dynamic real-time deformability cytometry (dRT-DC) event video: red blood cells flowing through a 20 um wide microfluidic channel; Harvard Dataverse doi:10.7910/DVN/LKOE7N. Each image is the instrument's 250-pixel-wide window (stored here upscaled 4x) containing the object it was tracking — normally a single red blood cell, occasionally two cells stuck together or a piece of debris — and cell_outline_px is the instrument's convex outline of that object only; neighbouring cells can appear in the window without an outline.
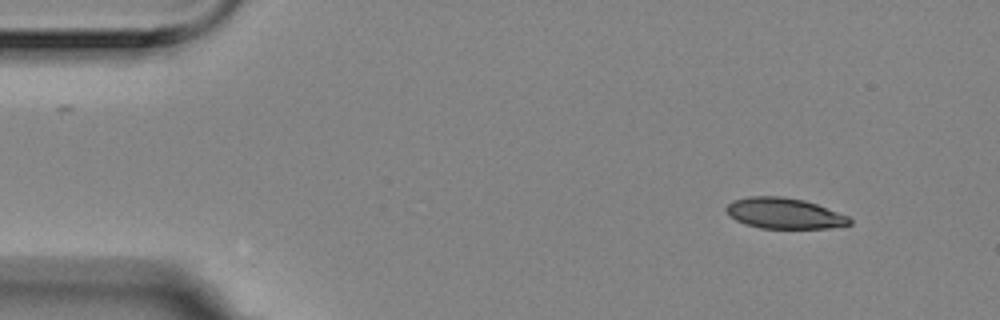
{"species": "Egyptian fruit bat (a non-hibernating species)", "species_latin": "Rousettus aegyptiacus", "temperature_condition": "room temperature", "stored_images_in_passage": 4, "camera_frame_rate_fps": 3000, "um_per_image_px": 0.085, "animal": {"sex": "female"}, "frame": {"image": 1, "passage_image": 1, "time_ms": 0.0, "image_size_px": [1000, 320], "cell_outline_px": [[852, 224], [828, 228], [760, 228], [744, 224], [728, 216], [724, 208], [732, 200], [748, 196], [780, 196], [804, 200], [816, 204], [848, 216], [852, 220]], "centroid_in_image_um": [66.61, 18.13], "position_along_channel_um": 18.4, "area_um2": 22.2}}
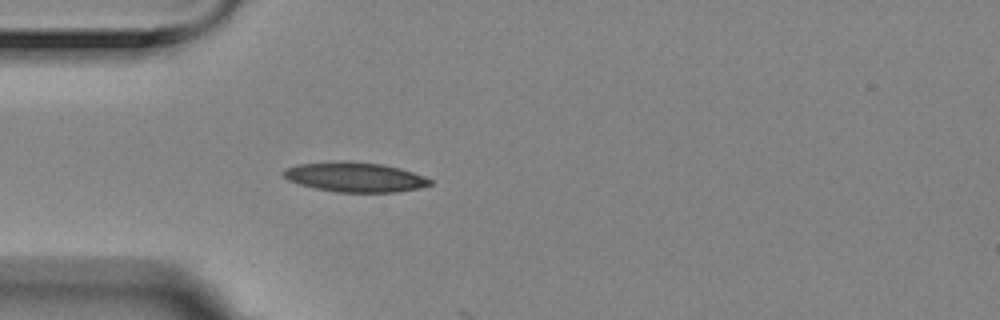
{"frame": {"image": 2, "passage_image": 4, "time_ms": 1.0, "image_size_px": [1000, 320], "cell_outline_px": [[432, 184], [420, 188], [396, 192], [336, 192], [316, 188], [300, 184], [288, 180], [284, 176], [284, 168], [300, 164], [384, 164], [400, 168], [424, 176], [432, 180]], "centroid_in_image_um": [30.25, 15.11], "position_along_channel_um": 54.7, "area_um2": 24.16}}